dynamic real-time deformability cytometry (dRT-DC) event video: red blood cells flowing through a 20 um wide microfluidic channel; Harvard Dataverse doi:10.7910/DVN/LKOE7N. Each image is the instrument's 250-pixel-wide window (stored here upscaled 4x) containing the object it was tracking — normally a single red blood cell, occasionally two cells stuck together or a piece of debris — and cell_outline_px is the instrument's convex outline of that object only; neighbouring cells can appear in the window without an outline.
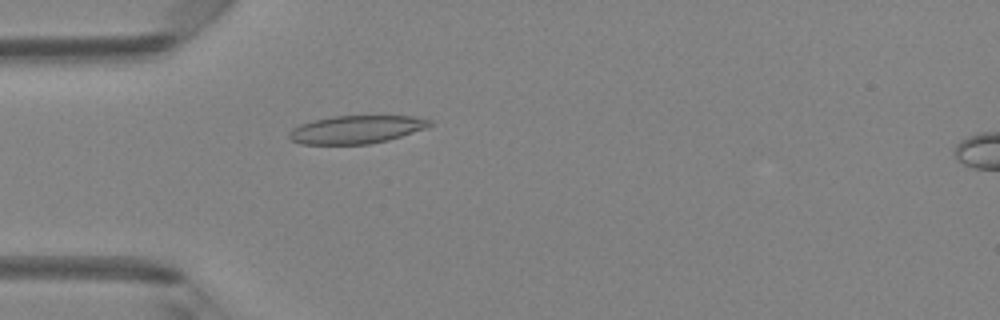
{"species": "Egyptian fruit bat (a non-hibernating species)", "species_latin": "Rousettus aegyptiacus", "temperature_condition": "room temperature", "stored_images_in_passage": 39, "camera_frame_rate_fps": 3000, "um_per_image_px": 0.085, "animal": {"sex": "female"}, "frame": {"image": 1, "passage_image": 5, "time_ms": 1.333, "image_size_px": [1000, 320], "cell_outline_px": [[432, 124], [428, 128], [388, 140], [368, 144], [300, 144], [292, 140], [288, 136], [288, 132], [292, 128], [300, 124], [312, 120], [332, 116], [412, 116], [432, 120]], "centroid_in_image_um": [30.28, 11.0], "position_along_channel_um": 54.7, "area_um2": 23.06}}
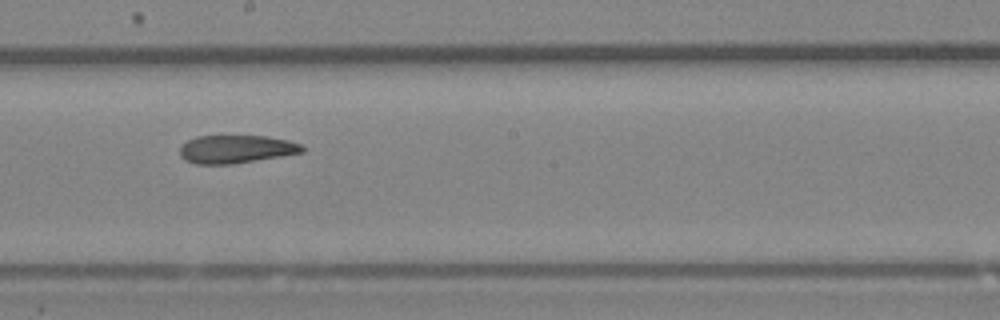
{"frame": {"image": 2, "passage_image": 18, "time_ms": 5.667, "image_size_px": [1000, 320], "cell_outline_px": [[304, 152], [232, 164], [196, 164], [184, 160], [180, 156], [180, 144], [196, 136], [264, 136], [288, 140], [300, 144], [304, 148]], "centroid_in_image_um": [20.02, 12.68], "position_along_channel_um": 228.2, "area_um2": 20.0}}
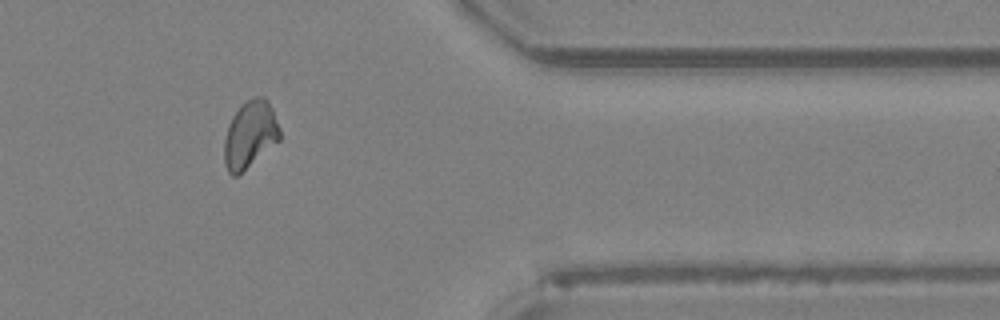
{"frame": {"image": 3, "passage_image": 31, "time_ms": 10.0, "image_size_px": [1000, 320], "cell_outline_px": [[280, 140], [236, 176], [232, 176], [228, 172], [224, 164], [224, 140], [228, 124], [232, 116], [248, 100], [256, 96], [264, 96], [268, 100], [272, 108], [280, 128]], "centroid_in_image_um": [21.25, 11.43], "position_along_channel_um": 390.2, "area_um2": 21.56}, "authors_computed_cell_mechanics": {"area_um2": 21.2704, "velocity_mm_per_s": 4.1801, "shape_relaxation_time_tau1_ms": null, "shape_relaxation_time_tau2_ms": 2.1892, "deformation_change_tau1": null, "deformation_change_tau2": 0.0914}}